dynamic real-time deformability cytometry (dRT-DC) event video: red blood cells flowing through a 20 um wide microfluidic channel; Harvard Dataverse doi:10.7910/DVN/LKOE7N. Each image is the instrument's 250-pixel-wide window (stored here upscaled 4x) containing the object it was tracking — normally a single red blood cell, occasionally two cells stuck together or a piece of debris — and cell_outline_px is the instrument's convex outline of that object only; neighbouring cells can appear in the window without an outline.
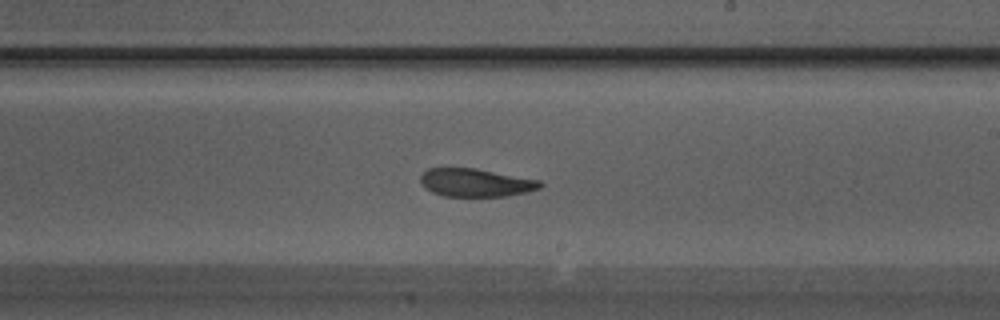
{"species": "Egyptian fruit bat (a non-hibernating species)", "species_latin": "Rousettus aegyptiacus", "temperature_condition": "warm", "stored_images_in_passage": 32, "camera_frame_rate_fps": 3000, "um_per_image_px": 0.085, "animal": {"sex": "male"}, "frame": {"image": 1, "passage_image": 19, "time_ms": 6.0, "image_size_px": [1000, 320], "cell_outline_px": [[544, 184], [540, 188], [524, 192], [504, 196], [444, 196], [432, 192], [420, 180], [420, 176], [428, 168], [476, 168], [540, 180]], "centroid_in_image_um": [40.45, 15.51], "position_along_channel_um": 248.5, "area_um2": 19.36}}
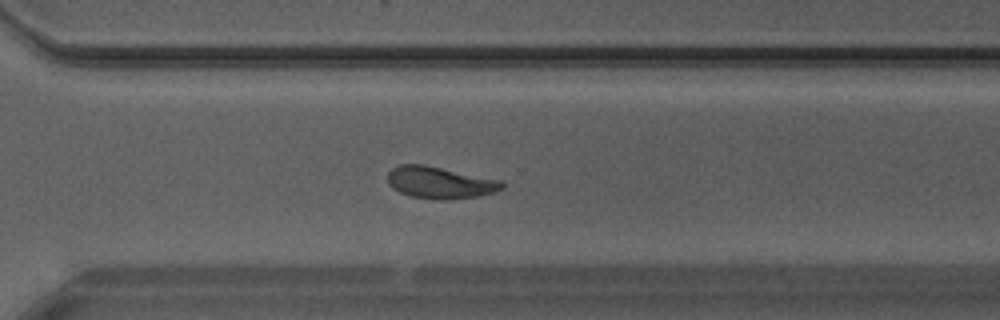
{"frame": {"image": 2, "passage_image": 23, "time_ms": 7.333, "image_size_px": [1000, 320], "cell_outline_px": [[504, 188], [492, 192], [476, 196], [444, 200], [440, 200], [408, 196], [392, 188], [388, 184], [388, 172], [392, 168], [400, 164], [424, 164], [500, 180], [504, 184]], "centroid_in_image_um": [37.34, 15.51], "position_along_channel_um": 333.3, "area_um2": 21.15}}